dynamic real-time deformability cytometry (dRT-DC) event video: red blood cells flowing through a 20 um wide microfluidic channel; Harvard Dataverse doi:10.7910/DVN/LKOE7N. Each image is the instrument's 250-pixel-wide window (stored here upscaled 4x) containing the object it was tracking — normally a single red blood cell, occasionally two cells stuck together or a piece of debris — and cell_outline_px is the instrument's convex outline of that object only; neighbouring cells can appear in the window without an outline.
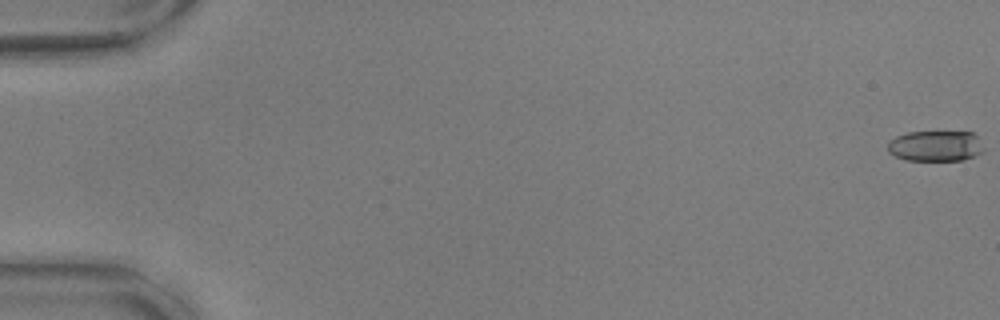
{"species": "common noctule bat (a hibernating species)", "species_latin": "Nyctalus noctula", "temperature_condition": "warm", "stored_images_in_passage": 57, "camera_frame_rate_fps": 3000, "um_per_image_px": 0.085, "animal": {"sex": "male", "body_mass_g": 17.9, "forearm_length_mm": 54.2}, "frame": {"image": 1, "passage_image": 1, "time_ms": 0.0, "image_size_px": [1000, 320], "cell_outline_px": [[984, 152], [960, 160], [904, 160], [888, 152], [888, 144], [896, 136], [908, 132], [972, 132], [976, 136], [984, 148]], "centroid_in_image_um": [79.51, 12.41], "position_along_channel_um": 5.5, "area_um2": 16.99}}
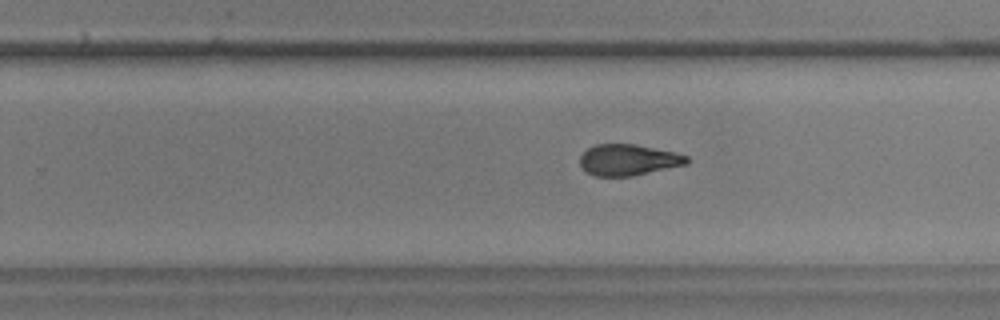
{"frame": {"image": 2, "passage_image": 37, "time_ms": 12.0, "image_size_px": [1000, 320], "cell_outline_px": [[692, 160], [688, 164], [632, 176], [596, 176], [588, 172], [580, 164], [580, 156], [588, 148], [596, 144], [636, 144], [676, 152], [688, 156]], "centroid_in_image_um": [53.46, 13.58], "position_along_channel_um": 276.3, "area_um2": 19.48}}
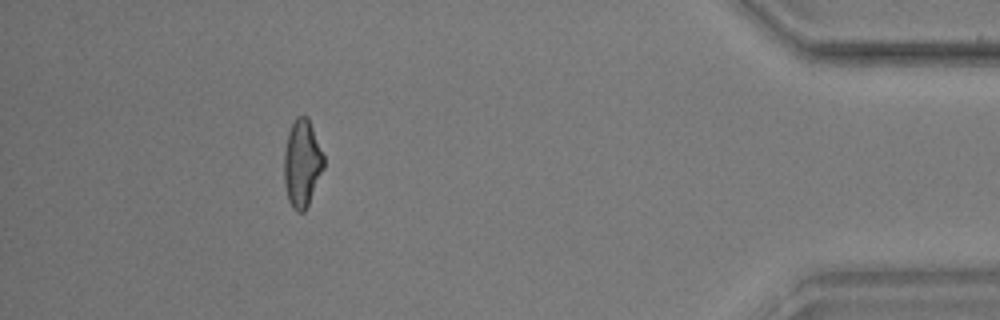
{"frame": {"image": 3, "passage_image": 52, "time_ms": 17.0, "image_size_px": [1000, 320], "cell_outline_px": [[324, 168], [308, 204], [304, 212], [296, 212], [292, 208], [288, 200], [284, 184], [284, 152], [288, 132], [296, 116], [308, 116], [324, 156]], "centroid_in_image_um": [25.67, 13.89], "position_along_channel_um": 409.5, "area_um2": 20.23}, "authors_computed_cell_mechanics": {"area_um2": 19.8254, "velocity_mm_per_s": 3.6508, "shape_relaxation_time_tau1_ms": 6.0244, "shape_relaxation_time_tau2_ms": 1.8504, "deformation_change_tau1": 0.2196, "deformation_change_tau2": 0.0968}}